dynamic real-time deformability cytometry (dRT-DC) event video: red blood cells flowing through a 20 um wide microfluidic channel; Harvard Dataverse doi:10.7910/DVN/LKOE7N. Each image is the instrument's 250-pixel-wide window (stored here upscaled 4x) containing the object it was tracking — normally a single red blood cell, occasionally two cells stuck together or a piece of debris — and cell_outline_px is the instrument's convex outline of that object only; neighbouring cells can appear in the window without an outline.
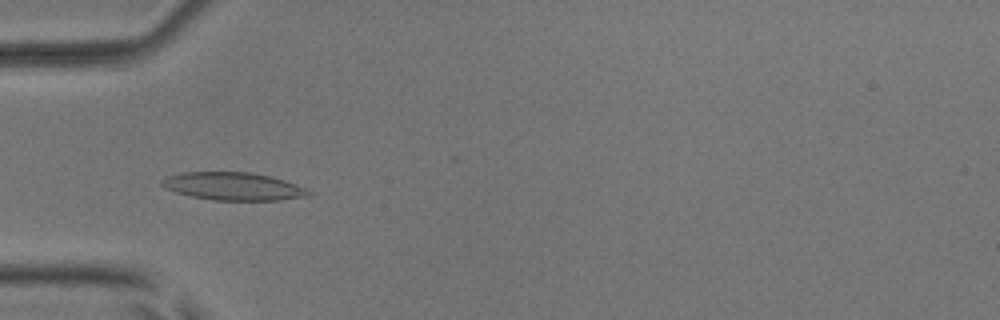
{"species": "common noctule bat (a hibernating species)", "species_latin": "Nyctalus noctula", "temperature_condition": "room temperature", "stored_images_in_passage": 5, "camera_frame_rate_fps": 3000, "um_per_image_px": 0.085, "animal": {"sex": "male", "body_mass_g": 17.9, "forearm_length_mm": 54.2}, "frame": {"image": 1, "passage_image": 5, "time_ms": 4.667, "image_size_px": [1000, 320], "cell_outline_px": [[312, 196], [280, 200], [212, 200], [192, 196], [176, 192], [164, 188], [160, 184], [160, 180], [168, 176], [180, 172], [248, 172], [268, 176], [284, 180], [296, 184], [312, 192]], "centroid_in_image_um": [19.81, 15.84], "position_along_channel_um": 65.2, "area_um2": 23.81}}